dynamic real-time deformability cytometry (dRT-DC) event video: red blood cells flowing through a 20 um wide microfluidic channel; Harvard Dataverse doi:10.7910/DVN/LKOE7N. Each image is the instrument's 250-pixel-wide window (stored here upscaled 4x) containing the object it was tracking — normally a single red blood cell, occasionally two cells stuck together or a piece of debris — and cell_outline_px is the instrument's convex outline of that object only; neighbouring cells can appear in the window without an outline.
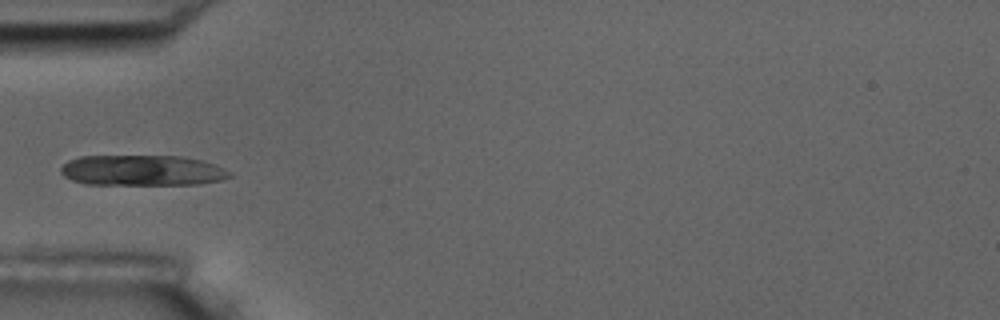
{"species": "common noctule bat (a hibernating species)", "species_latin": "Nyctalus noctula", "temperature_condition": "room temperature", "stored_images_in_passage": 9, "camera_frame_rate_fps": 3000, "um_per_image_px": 0.085, "animal": {"sex": "male", "body_mass_g": 17.5, "forearm_length_mm": 52.3}, "frame": {"image": 1, "passage_image": 6, "time_ms": 1.667, "image_size_px": [1000, 320], "cell_outline_px": [[232, 176], [224, 180], [196, 184], [84, 184], [72, 180], [64, 176], [60, 172], [60, 168], [68, 160], [80, 156], [184, 156], [204, 160], [216, 164], [232, 172]], "centroid_in_image_um": [12.13, 14.48], "position_along_channel_um": 72.9, "area_um2": 30.4}}
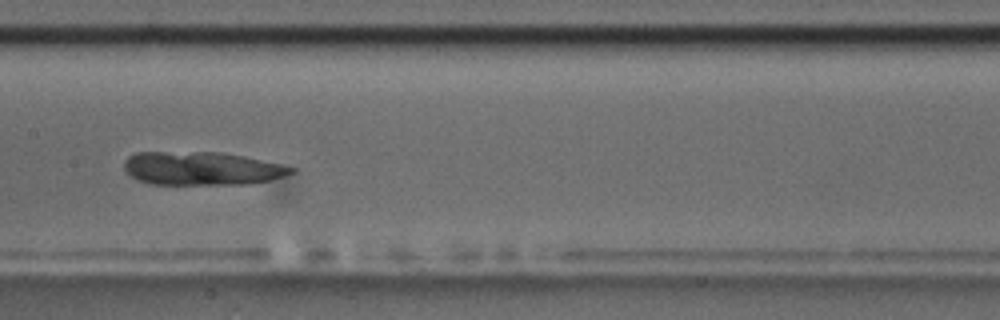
{"frame": {"image": 2, "passage_image": 9, "time_ms": 2.667, "image_size_px": [1000, 320], "cell_outline_px": [[296, 168], [292, 172], [268, 180], [252, 184], [148, 184], [136, 180], [124, 168], [124, 160], [128, 156], [136, 152], [220, 152], [244, 156], [280, 164]], "centroid_in_image_um": [17.09, 14.31], "position_along_channel_um": 190.3, "area_um2": 32.37}}